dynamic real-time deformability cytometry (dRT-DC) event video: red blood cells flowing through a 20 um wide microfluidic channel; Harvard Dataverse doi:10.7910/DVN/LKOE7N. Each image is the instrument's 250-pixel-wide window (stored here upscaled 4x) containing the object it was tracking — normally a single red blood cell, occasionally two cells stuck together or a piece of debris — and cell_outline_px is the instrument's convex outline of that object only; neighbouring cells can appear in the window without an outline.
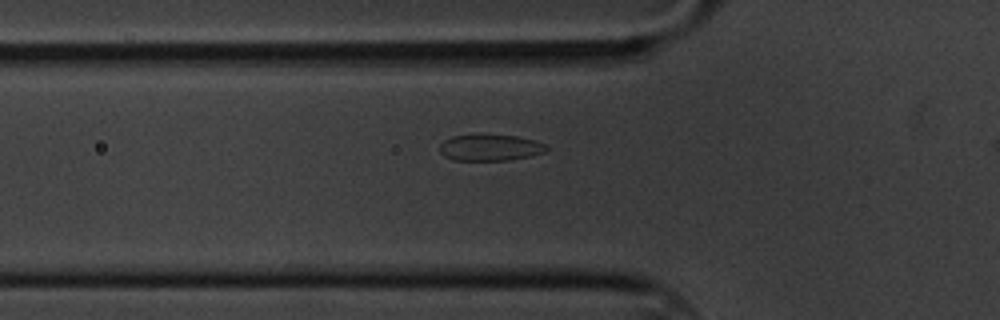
{"species": "common noctule bat (a hibernating species)", "species_latin": "Nyctalus noctula", "temperature_condition": "cold", "stored_images_in_passage": 41, "segment_of_instrument_passage": [1, 2], "camera_frame_rate_fps": 3000, "um_per_image_px": 0.085, "animal": {"sex": "male", "body_mass_g": 20.1, "forearm_length_mm": 53.5}, "frame": {"image": 1, "passage_image": 9, "time_ms": 2.667, "image_size_px": [1000, 320], "cell_outline_px": [[548, 152], [532, 156], [508, 160], [452, 160], [444, 156], [440, 152], [440, 144], [444, 140], [452, 136], [480, 132], [516, 136], [536, 140], [544, 144], [548, 148]], "centroid_in_image_um": [41.66, 12.51], "position_along_channel_um": 84.1, "area_um2": 17.11}}
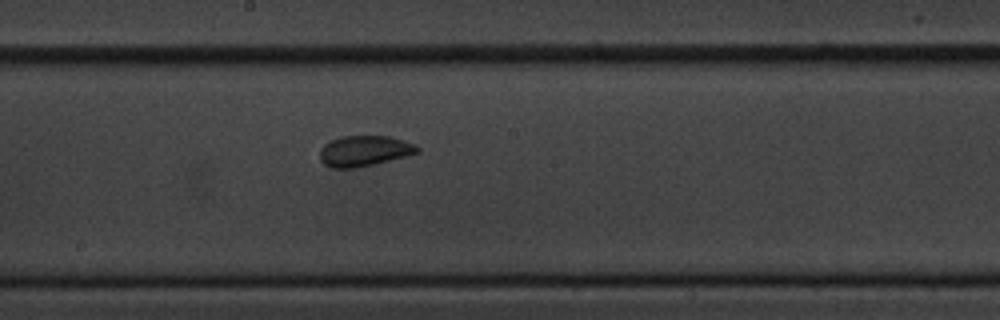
{"frame": {"image": 2, "passage_image": 21, "time_ms": 6.667, "image_size_px": [1000, 320], "cell_outline_px": [[420, 152], [372, 164], [352, 168], [332, 168], [324, 164], [320, 160], [320, 148], [324, 144], [340, 136], [388, 136], [404, 140], [416, 144], [420, 148]], "centroid_in_image_um": [30.95, 12.81], "position_along_channel_um": 217.2, "area_um2": 17.28}}
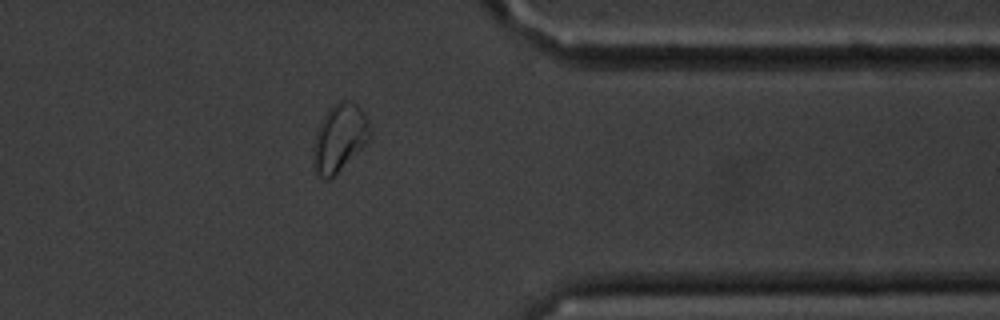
{"frame": {"image": 3, "passage_image": 37, "time_ms": 12.0, "image_size_px": [1000, 320], "cell_outline_px": [[372, 140], [328, 180], [324, 180], [316, 176], [312, 164], [312, 148], [316, 132], [328, 108], [332, 104], [340, 100], [348, 100], [356, 104], [364, 112], [368, 120], [372, 132]], "centroid_in_image_um": [28.86, 11.73], "position_along_channel_um": 382.5, "area_um2": 22.95}}